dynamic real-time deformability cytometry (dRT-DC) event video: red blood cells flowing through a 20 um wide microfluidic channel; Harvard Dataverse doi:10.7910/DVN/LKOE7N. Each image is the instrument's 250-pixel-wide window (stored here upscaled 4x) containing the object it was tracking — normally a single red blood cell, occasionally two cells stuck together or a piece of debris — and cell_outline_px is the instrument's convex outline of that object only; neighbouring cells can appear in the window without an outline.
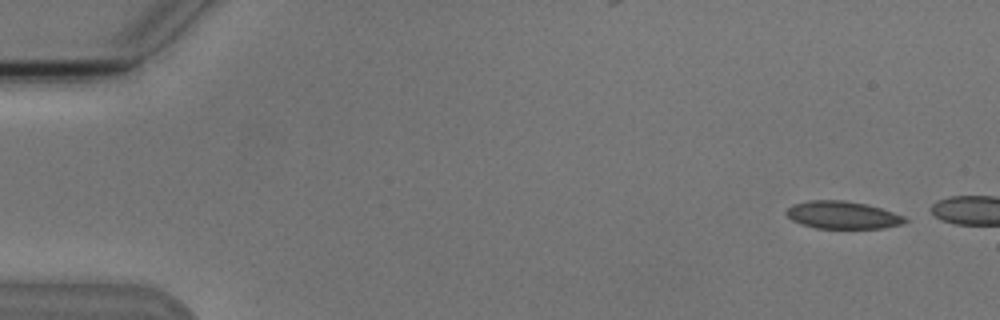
{"species": "Egyptian fruit bat (a non-hibernating species)", "species_latin": "Rousettus aegyptiacus", "temperature_condition": "cold", "stored_images_in_passage": 3, "camera_frame_rate_fps": 3000, "um_per_image_px": 0.085, "animal": {"sex": "male"}, "frame": {"image": 1, "passage_image": 3, "time_ms": 2.333, "image_size_px": [1000, 320], "cell_outline_px": [[908, 220], [904, 224], [884, 228], [816, 228], [800, 224], [792, 220], [784, 212], [792, 204], [808, 200], [844, 200], [864, 204], [880, 208], [904, 216]], "centroid_in_image_um": [71.59, 18.28], "position_along_channel_um": 13.4, "area_um2": 19.07}}